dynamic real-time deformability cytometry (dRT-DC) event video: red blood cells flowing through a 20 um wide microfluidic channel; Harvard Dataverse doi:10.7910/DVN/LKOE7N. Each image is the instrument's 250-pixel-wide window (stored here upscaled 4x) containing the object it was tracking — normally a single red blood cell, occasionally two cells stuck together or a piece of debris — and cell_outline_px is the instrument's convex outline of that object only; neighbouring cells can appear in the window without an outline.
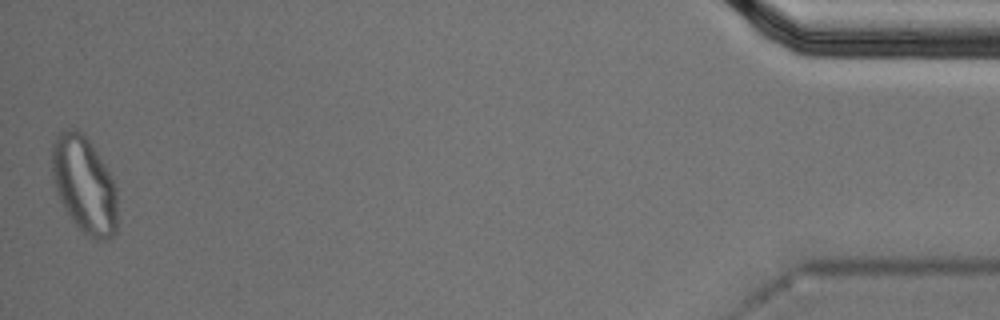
{"species": "Egyptian fruit bat (a non-hibernating species)", "species_latin": "Rousettus aegyptiacus", "temperature_condition": "cold", "stored_images_in_passage": 56, "segment_of_instrument_passage": [2, 2], "camera_frame_rate_fps": 3000, "um_per_image_px": 0.085, "animal": {"sex": "male"}, "frame": {"image": 1, "passage_image": 56, "time_ms": 18.333, "image_size_px": [1000, 320], "cell_outline_px": [[116, 232], [108, 240], [96, 240], [88, 236], [72, 220], [64, 208], [56, 192], [52, 176], [52, 144], [56, 136], [60, 132], [76, 128], [88, 140], [112, 176], [116, 188]], "centroid_in_image_um": [7.16, 15.72], "position_along_channel_um": 428.0, "area_um2": 36.59}}